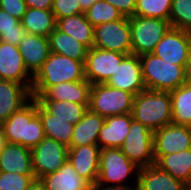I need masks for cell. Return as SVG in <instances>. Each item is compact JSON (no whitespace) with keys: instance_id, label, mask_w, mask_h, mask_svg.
Listing matches in <instances>:
<instances>
[{"instance_id":"obj_1","label":"cell","mask_w":191,"mask_h":190,"mask_svg":"<svg viewBox=\"0 0 191 190\" xmlns=\"http://www.w3.org/2000/svg\"><path fill=\"white\" fill-rule=\"evenodd\" d=\"M7 143L34 148L44 137L43 123L37 113V101L32 98L19 111L1 124Z\"/></svg>"},{"instance_id":"obj_2","label":"cell","mask_w":191,"mask_h":190,"mask_svg":"<svg viewBox=\"0 0 191 190\" xmlns=\"http://www.w3.org/2000/svg\"><path fill=\"white\" fill-rule=\"evenodd\" d=\"M85 62L51 52L33 77L31 95H41L50 86L85 80Z\"/></svg>"},{"instance_id":"obj_3","label":"cell","mask_w":191,"mask_h":190,"mask_svg":"<svg viewBox=\"0 0 191 190\" xmlns=\"http://www.w3.org/2000/svg\"><path fill=\"white\" fill-rule=\"evenodd\" d=\"M132 117L151 131L172 123L170 92L144 90L134 96Z\"/></svg>"},{"instance_id":"obj_4","label":"cell","mask_w":191,"mask_h":190,"mask_svg":"<svg viewBox=\"0 0 191 190\" xmlns=\"http://www.w3.org/2000/svg\"><path fill=\"white\" fill-rule=\"evenodd\" d=\"M143 82L147 90L172 91L185 84V67L172 64L153 53L140 56Z\"/></svg>"},{"instance_id":"obj_5","label":"cell","mask_w":191,"mask_h":190,"mask_svg":"<svg viewBox=\"0 0 191 190\" xmlns=\"http://www.w3.org/2000/svg\"><path fill=\"white\" fill-rule=\"evenodd\" d=\"M139 167L121 151L120 148H102L100 150L99 176L95 187H122L132 174L137 181ZM114 184V185H112ZM116 184V185H115Z\"/></svg>"},{"instance_id":"obj_6","label":"cell","mask_w":191,"mask_h":190,"mask_svg":"<svg viewBox=\"0 0 191 190\" xmlns=\"http://www.w3.org/2000/svg\"><path fill=\"white\" fill-rule=\"evenodd\" d=\"M134 95L106 83L92 84L89 109L103 117L132 113Z\"/></svg>"},{"instance_id":"obj_7","label":"cell","mask_w":191,"mask_h":190,"mask_svg":"<svg viewBox=\"0 0 191 190\" xmlns=\"http://www.w3.org/2000/svg\"><path fill=\"white\" fill-rule=\"evenodd\" d=\"M169 21L152 17H130L132 54L152 53L157 43L171 28Z\"/></svg>"},{"instance_id":"obj_8","label":"cell","mask_w":191,"mask_h":190,"mask_svg":"<svg viewBox=\"0 0 191 190\" xmlns=\"http://www.w3.org/2000/svg\"><path fill=\"white\" fill-rule=\"evenodd\" d=\"M153 131L132 119L130 131L120 147L121 151L139 168L155 164Z\"/></svg>"},{"instance_id":"obj_9","label":"cell","mask_w":191,"mask_h":190,"mask_svg":"<svg viewBox=\"0 0 191 190\" xmlns=\"http://www.w3.org/2000/svg\"><path fill=\"white\" fill-rule=\"evenodd\" d=\"M98 49L132 54L130 17L103 23L94 27V44Z\"/></svg>"},{"instance_id":"obj_10","label":"cell","mask_w":191,"mask_h":190,"mask_svg":"<svg viewBox=\"0 0 191 190\" xmlns=\"http://www.w3.org/2000/svg\"><path fill=\"white\" fill-rule=\"evenodd\" d=\"M68 147L54 139L44 137L31 149L35 178L58 171L68 159Z\"/></svg>"},{"instance_id":"obj_11","label":"cell","mask_w":191,"mask_h":190,"mask_svg":"<svg viewBox=\"0 0 191 190\" xmlns=\"http://www.w3.org/2000/svg\"><path fill=\"white\" fill-rule=\"evenodd\" d=\"M152 53L167 62L186 67L191 57L190 33L171 27Z\"/></svg>"},{"instance_id":"obj_12","label":"cell","mask_w":191,"mask_h":190,"mask_svg":"<svg viewBox=\"0 0 191 190\" xmlns=\"http://www.w3.org/2000/svg\"><path fill=\"white\" fill-rule=\"evenodd\" d=\"M126 56L110 50L90 48L84 63L85 78L91 84L106 83Z\"/></svg>"},{"instance_id":"obj_13","label":"cell","mask_w":191,"mask_h":190,"mask_svg":"<svg viewBox=\"0 0 191 190\" xmlns=\"http://www.w3.org/2000/svg\"><path fill=\"white\" fill-rule=\"evenodd\" d=\"M154 156H164L191 148V127L171 123L153 133Z\"/></svg>"},{"instance_id":"obj_14","label":"cell","mask_w":191,"mask_h":190,"mask_svg":"<svg viewBox=\"0 0 191 190\" xmlns=\"http://www.w3.org/2000/svg\"><path fill=\"white\" fill-rule=\"evenodd\" d=\"M107 85L127 91L134 96L146 90L142 77L140 56L127 55L106 82Z\"/></svg>"},{"instance_id":"obj_15","label":"cell","mask_w":191,"mask_h":190,"mask_svg":"<svg viewBox=\"0 0 191 190\" xmlns=\"http://www.w3.org/2000/svg\"><path fill=\"white\" fill-rule=\"evenodd\" d=\"M99 145H82L68 149V161L75 171L93 187L99 176Z\"/></svg>"},{"instance_id":"obj_16","label":"cell","mask_w":191,"mask_h":190,"mask_svg":"<svg viewBox=\"0 0 191 190\" xmlns=\"http://www.w3.org/2000/svg\"><path fill=\"white\" fill-rule=\"evenodd\" d=\"M0 79L22 85H32L33 77L28 73L18 46L0 41Z\"/></svg>"},{"instance_id":"obj_17","label":"cell","mask_w":191,"mask_h":190,"mask_svg":"<svg viewBox=\"0 0 191 190\" xmlns=\"http://www.w3.org/2000/svg\"><path fill=\"white\" fill-rule=\"evenodd\" d=\"M32 85L0 79V125L31 99Z\"/></svg>"},{"instance_id":"obj_18","label":"cell","mask_w":191,"mask_h":190,"mask_svg":"<svg viewBox=\"0 0 191 190\" xmlns=\"http://www.w3.org/2000/svg\"><path fill=\"white\" fill-rule=\"evenodd\" d=\"M91 83L82 81L63 82L47 88L41 95H32L35 100L71 101L89 104Z\"/></svg>"},{"instance_id":"obj_19","label":"cell","mask_w":191,"mask_h":190,"mask_svg":"<svg viewBox=\"0 0 191 190\" xmlns=\"http://www.w3.org/2000/svg\"><path fill=\"white\" fill-rule=\"evenodd\" d=\"M28 73L34 77L49 57L50 45L48 37L27 34L18 45Z\"/></svg>"},{"instance_id":"obj_20","label":"cell","mask_w":191,"mask_h":190,"mask_svg":"<svg viewBox=\"0 0 191 190\" xmlns=\"http://www.w3.org/2000/svg\"><path fill=\"white\" fill-rule=\"evenodd\" d=\"M132 114L105 117L99 132L98 145L102 148H120L130 131Z\"/></svg>"},{"instance_id":"obj_21","label":"cell","mask_w":191,"mask_h":190,"mask_svg":"<svg viewBox=\"0 0 191 190\" xmlns=\"http://www.w3.org/2000/svg\"><path fill=\"white\" fill-rule=\"evenodd\" d=\"M0 172L34 175L31 149L7 143L0 153Z\"/></svg>"},{"instance_id":"obj_22","label":"cell","mask_w":191,"mask_h":190,"mask_svg":"<svg viewBox=\"0 0 191 190\" xmlns=\"http://www.w3.org/2000/svg\"><path fill=\"white\" fill-rule=\"evenodd\" d=\"M137 188L138 190H187V185L152 164L139 168Z\"/></svg>"},{"instance_id":"obj_23","label":"cell","mask_w":191,"mask_h":190,"mask_svg":"<svg viewBox=\"0 0 191 190\" xmlns=\"http://www.w3.org/2000/svg\"><path fill=\"white\" fill-rule=\"evenodd\" d=\"M45 190H94V187L83 179L67 160L56 172L40 178Z\"/></svg>"},{"instance_id":"obj_24","label":"cell","mask_w":191,"mask_h":190,"mask_svg":"<svg viewBox=\"0 0 191 190\" xmlns=\"http://www.w3.org/2000/svg\"><path fill=\"white\" fill-rule=\"evenodd\" d=\"M104 122L105 117L88 109L83 118L74 126L70 147L98 145L99 132Z\"/></svg>"},{"instance_id":"obj_25","label":"cell","mask_w":191,"mask_h":190,"mask_svg":"<svg viewBox=\"0 0 191 190\" xmlns=\"http://www.w3.org/2000/svg\"><path fill=\"white\" fill-rule=\"evenodd\" d=\"M155 165L186 185L191 179V148L164 156H154Z\"/></svg>"},{"instance_id":"obj_26","label":"cell","mask_w":191,"mask_h":190,"mask_svg":"<svg viewBox=\"0 0 191 190\" xmlns=\"http://www.w3.org/2000/svg\"><path fill=\"white\" fill-rule=\"evenodd\" d=\"M56 28L83 43L88 49L94 44V27L84 13L57 19Z\"/></svg>"},{"instance_id":"obj_27","label":"cell","mask_w":191,"mask_h":190,"mask_svg":"<svg viewBox=\"0 0 191 190\" xmlns=\"http://www.w3.org/2000/svg\"><path fill=\"white\" fill-rule=\"evenodd\" d=\"M48 40L51 52L85 62L89 49L72 36L55 28L48 35Z\"/></svg>"},{"instance_id":"obj_28","label":"cell","mask_w":191,"mask_h":190,"mask_svg":"<svg viewBox=\"0 0 191 190\" xmlns=\"http://www.w3.org/2000/svg\"><path fill=\"white\" fill-rule=\"evenodd\" d=\"M20 23L29 34L48 37L56 28L57 20L51 10L27 8Z\"/></svg>"},{"instance_id":"obj_29","label":"cell","mask_w":191,"mask_h":190,"mask_svg":"<svg viewBox=\"0 0 191 190\" xmlns=\"http://www.w3.org/2000/svg\"><path fill=\"white\" fill-rule=\"evenodd\" d=\"M37 113L42 120L45 137L54 139L70 148L75 125L67 120L56 119V116L49 114L38 102Z\"/></svg>"},{"instance_id":"obj_30","label":"cell","mask_w":191,"mask_h":190,"mask_svg":"<svg viewBox=\"0 0 191 190\" xmlns=\"http://www.w3.org/2000/svg\"><path fill=\"white\" fill-rule=\"evenodd\" d=\"M49 114L56 119L67 120L72 124L78 123L89 109V104H79L71 101L36 100Z\"/></svg>"},{"instance_id":"obj_31","label":"cell","mask_w":191,"mask_h":190,"mask_svg":"<svg viewBox=\"0 0 191 190\" xmlns=\"http://www.w3.org/2000/svg\"><path fill=\"white\" fill-rule=\"evenodd\" d=\"M172 123L191 127V86L182 84L170 91Z\"/></svg>"},{"instance_id":"obj_32","label":"cell","mask_w":191,"mask_h":190,"mask_svg":"<svg viewBox=\"0 0 191 190\" xmlns=\"http://www.w3.org/2000/svg\"><path fill=\"white\" fill-rule=\"evenodd\" d=\"M27 34L19 19L0 8V41L18 46Z\"/></svg>"},{"instance_id":"obj_33","label":"cell","mask_w":191,"mask_h":190,"mask_svg":"<svg viewBox=\"0 0 191 190\" xmlns=\"http://www.w3.org/2000/svg\"><path fill=\"white\" fill-rule=\"evenodd\" d=\"M84 14L93 27L103 23L120 20L124 17L117 8L105 0H97L84 12Z\"/></svg>"},{"instance_id":"obj_34","label":"cell","mask_w":191,"mask_h":190,"mask_svg":"<svg viewBox=\"0 0 191 190\" xmlns=\"http://www.w3.org/2000/svg\"><path fill=\"white\" fill-rule=\"evenodd\" d=\"M172 0H136L134 16L160 18L169 21Z\"/></svg>"},{"instance_id":"obj_35","label":"cell","mask_w":191,"mask_h":190,"mask_svg":"<svg viewBox=\"0 0 191 190\" xmlns=\"http://www.w3.org/2000/svg\"><path fill=\"white\" fill-rule=\"evenodd\" d=\"M169 22L173 28L191 31V0H172Z\"/></svg>"},{"instance_id":"obj_36","label":"cell","mask_w":191,"mask_h":190,"mask_svg":"<svg viewBox=\"0 0 191 190\" xmlns=\"http://www.w3.org/2000/svg\"><path fill=\"white\" fill-rule=\"evenodd\" d=\"M35 175L0 172V190H26Z\"/></svg>"},{"instance_id":"obj_37","label":"cell","mask_w":191,"mask_h":190,"mask_svg":"<svg viewBox=\"0 0 191 190\" xmlns=\"http://www.w3.org/2000/svg\"><path fill=\"white\" fill-rule=\"evenodd\" d=\"M51 11L54 13L56 20L84 13L79 0H53Z\"/></svg>"},{"instance_id":"obj_38","label":"cell","mask_w":191,"mask_h":190,"mask_svg":"<svg viewBox=\"0 0 191 190\" xmlns=\"http://www.w3.org/2000/svg\"><path fill=\"white\" fill-rule=\"evenodd\" d=\"M0 8L21 20L28 7L24 0H0Z\"/></svg>"},{"instance_id":"obj_39","label":"cell","mask_w":191,"mask_h":190,"mask_svg":"<svg viewBox=\"0 0 191 190\" xmlns=\"http://www.w3.org/2000/svg\"><path fill=\"white\" fill-rule=\"evenodd\" d=\"M117 8L125 17H132L135 14L136 0H105Z\"/></svg>"},{"instance_id":"obj_40","label":"cell","mask_w":191,"mask_h":190,"mask_svg":"<svg viewBox=\"0 0 191 190\" xmlns=\"http://www.w3.org/2000/svg\"><path fill=\"white\" fill-rule=\"evenodd\" d=\"M28 8L51 10L53 0H24Z\"/></svg>"},{"instance_id":"obj_41","label":"cell","mask_w":191,"mask_h":190,"mask_svg":"<svg viewBox=\"0 0 191 190\" xmlns=\"http://www.w3.org/2000/svg\"><path fill=\"white\" fill-rule=\"evenodd\" d=\"M134 187V188H133ZM122 186V187H94V190H138L137 181H134V186Z\"/></svg>"},{"instance_id":"obj_42","label":"cell","mask_w":191,"mask_h":190,"mask_svg":"<svg viewBox=\"0 0 191 190\" xmlns=\"http://www.w3.org/2000/svg\"><path fill=\"white\" fill-rule=\"evenodd\" d=\"M26 190H45L42 181L38 178L33 179Z\"/></svg>"},{"instance_id":"obj_43","label":"cell","mask_w":191,"mask_h":190,"mask_svg":"<svg viewBox=\"0 0 191 190\" xmlns=\"http://www.w3.org/2000/svg\"><path fill=\"white\" fill-rule=\"evenodd\" d=\"M185 84L191 86V57L188 65L185 67Z\"/></svg>"},{"instance_id":"obj_44","label":"cell","mask_w":191,"mask_h":190,"mask_svg":"<svg viewBox=\"0 0 191 190\" xmlns=\"http://www.w3.org/2000/svg\"><path fill=\"white\" fill-rule=\"evenodd\" d=\"M97 0H79L81 4V9L85 12L87 9L91 7L93 3H95Z\"/></svg>"},{"instance_id":"obj_45","label":"cell","mask_w":191,"mask_h":190,"mask_svg":"<svg viewBox=\"0 0 191 190\" xmlns=\"http://www.w3.org/2000/svg\"><path fill=\"white\" fill-rule=\"evenodd\" d=\"M6 144H7V140L3 133L2 127L0 125V153L5 148Z\"/></svg>"},{"instance_id":"obj_46","label":"cell","mask_w":191,"mask_h":190,"mask_svg":"<svg viewBox=\"0 0 191 190\" xmlns=\"http://www.w3.org/2000/svg\"><path fill=\"white\" fill-rule=\"evenodd\" d=\"M187 190H191V179L190 182L187 184Z\"/></svg>"}]
</instances>
